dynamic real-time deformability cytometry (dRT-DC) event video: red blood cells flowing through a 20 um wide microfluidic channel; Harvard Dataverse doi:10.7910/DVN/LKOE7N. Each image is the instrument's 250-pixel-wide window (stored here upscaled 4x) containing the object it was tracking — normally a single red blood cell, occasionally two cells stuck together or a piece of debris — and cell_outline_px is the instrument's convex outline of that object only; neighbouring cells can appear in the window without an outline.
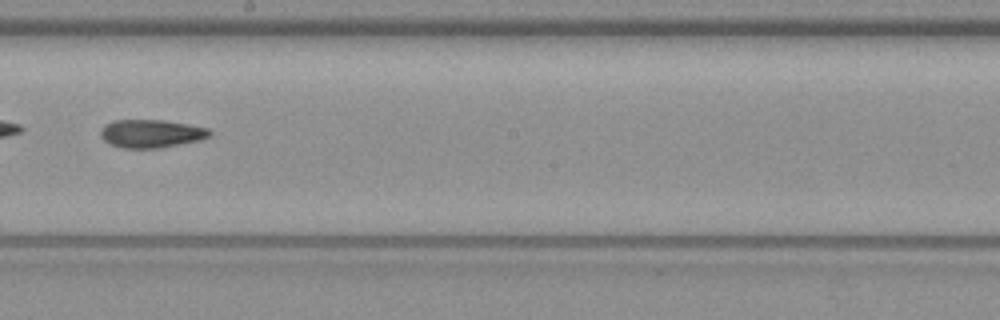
{"species": "common noctule bat (a hibernating species)", "species_latin": "Nyctalus noctula", "temperature_condition": "warm", "stored_images_in_passage": 51, "segment_of_instrument_passage": [2, 2], "camera_frame_rate_fps": 3000, "um_per_image_px": 0.085, "animal": {"sex": "female", "body_mass_g": 19.3, "forearm_length_mm": 54.1}, "frame": {"image": 1, "passage_image": 30, "time_ms": 9.667, "image_size_px": [1000, 320], "cell_outline_px": [[212, 132], [208, 136], [200, 140], [160, 148], [120, 148], [104, 140], [100, 136], [100, 132], [104, 124], [112, 120], [160, 120], [208, 128]], "centroid_in_image_um": [12.8, 11.36], "position_along_channel_um": 235.4, "area_um2": 17.74}}
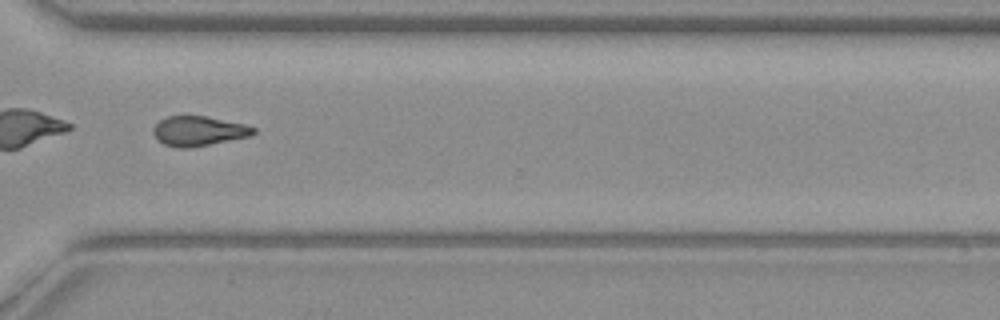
{"frame": {"image": 2, "passage_image": 39, "time_ms": 12.667, "image_size_px": [1000, 320], "cell_outline_px": [[256, 132], [252, 136], [192, 148], [176, 148], [164, 144], [156, 140], [152, 132], [152, 128], [160, 120], [168, 116], [204, 116], [244, 124], [256, 128]], "centroid_in_image_um": [16.87, 11.16], "position_along_channel_um": 353.7, "area_um2": 17.57}}